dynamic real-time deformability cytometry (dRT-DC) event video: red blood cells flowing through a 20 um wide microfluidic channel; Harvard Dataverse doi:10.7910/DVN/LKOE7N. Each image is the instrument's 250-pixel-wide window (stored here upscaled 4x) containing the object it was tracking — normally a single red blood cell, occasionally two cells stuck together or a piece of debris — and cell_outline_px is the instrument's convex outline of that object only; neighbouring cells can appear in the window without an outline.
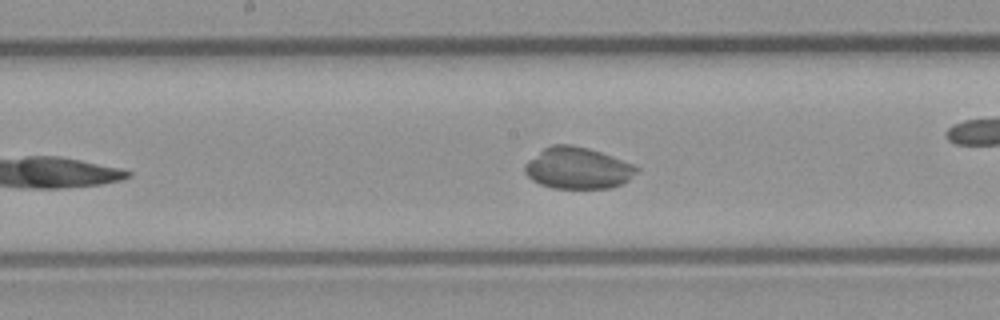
{"species": "common noctule bat (a hibernating species)", "species_latin": "Nyctalus noctula", "temperature_condition": "room temperature", "stored_images_in_passage": 35, "camera_frame_rate_fps": 3000, "um_per_image_px": 0.085, "animal": {"sex": "male", "body_mass_g": 23.1, "forearm_length_mm": 52.7}, "frame": {"image": 1, "passage_image": 16, "time_ms": 5.0, "image_size_px": [1000, 320], "cell_outline_px": [[640, 168], [628, 180], [612, 188], [552, 188], [540, 184], [532, 180], [524, 172], [524, 164], [528, 160], [544, 148], [552, 144], [572, 144], [588, 148], [600, 152], [632, 164]], "centroid_in_image_um": [49.07, 14.29], "position_along_channel_um": 199.1, "area_um2": 26.93}, "authors_computed_cell_mechanics": {"area_um2": 29.7092, "velocity_mm_per_s": 4.0006, "shape_relaxation_time_tau1_ms": 4.7871, "shape_relaxation_time_tau2_ms": null, "deformation_change_tau1": 0.2045, "deformation_change_tau2": null}}